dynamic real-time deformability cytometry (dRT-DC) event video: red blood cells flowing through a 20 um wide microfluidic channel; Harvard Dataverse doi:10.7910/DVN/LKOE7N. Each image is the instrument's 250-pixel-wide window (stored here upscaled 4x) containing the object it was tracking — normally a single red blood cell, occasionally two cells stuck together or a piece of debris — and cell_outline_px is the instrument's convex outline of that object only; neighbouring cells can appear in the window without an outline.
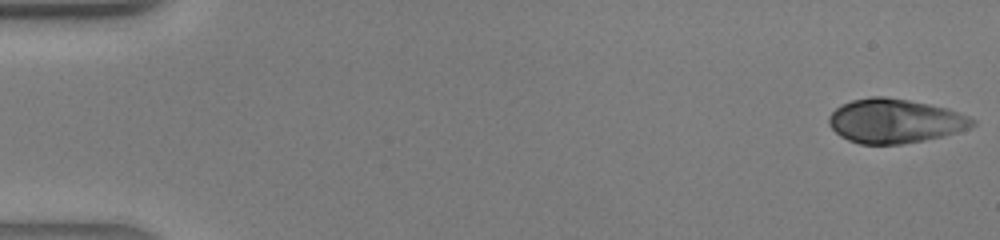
{"species": "human", "species_latin": "Homo sapiens", "temperature_condition": "warm", "stored_images_in_passage": 41, "camera_frame_rate_fps": 3000, "um_per_image_px": 0.085, "donor": {"sex": "male"}, "frame": {"image": 1, "passage_image": 1, "time_ms": 0.0, "image_size_px": [1000, 240], "cell_outline_px": [[976, 124], [968, 128], [944, 136], [924, 140], [900, 144], [860, 144], [848, 140], [840, 136], [828, 124], [828, 116], [840, 104], [852, 100], [872, 96], [884, 96], [908, 100], [948, 108], [968, 116], [976, 120]], "centroid_in_image_um": [76.05, 10.28], "position_along_channel_um": 9.0, "area_um2": 36.99}}
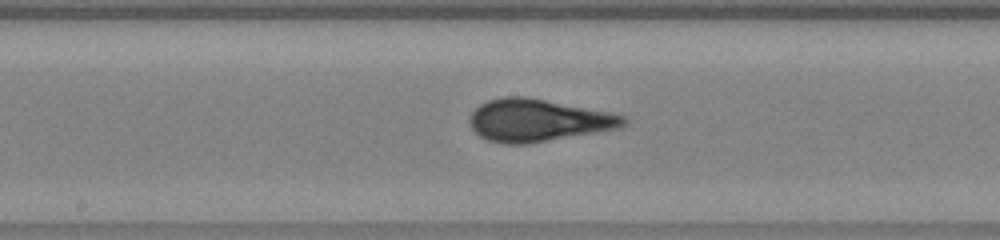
{"frame": {"image": 2, "passage_image": 22, "time_ms": 7.0, "image_size_px": [1000, 240], "cell_outline_px": [[628, 124], [620, 128], [528, 144], [504, 144], [488, 140], [480, 136], [472, 128], [468, 120], [472, 112], [480, 104], [488, 100], [504, 96], [528, 96], [628, 116]], "centroid_in_image_um": [45.74, 10.22], "position_along_channel_um": 202.5, "area_um2": 38.21}}
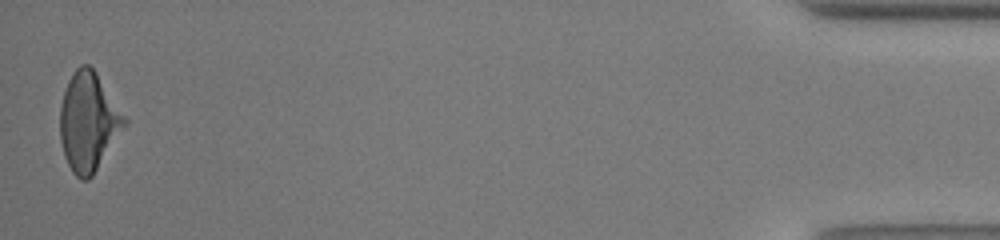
{"frame": {"image": 3, "passage_image": 41, "time_ms": 13.333, "image_size_px": [1000, 240], "cell_outline_px": [[128, 124], [92, 176], [88, 180], [80, 180], [72, 172], [64, 156], [60, 140], [60, 108], [64, 92], [68, 80], [72, 72], [80, 64], [88, 64], [96, 72], [128, 120]], "centroid_in_image_um": [7.52, 10.36], "position_along_channel_um": 427.7, "area_um2": 37.17}}